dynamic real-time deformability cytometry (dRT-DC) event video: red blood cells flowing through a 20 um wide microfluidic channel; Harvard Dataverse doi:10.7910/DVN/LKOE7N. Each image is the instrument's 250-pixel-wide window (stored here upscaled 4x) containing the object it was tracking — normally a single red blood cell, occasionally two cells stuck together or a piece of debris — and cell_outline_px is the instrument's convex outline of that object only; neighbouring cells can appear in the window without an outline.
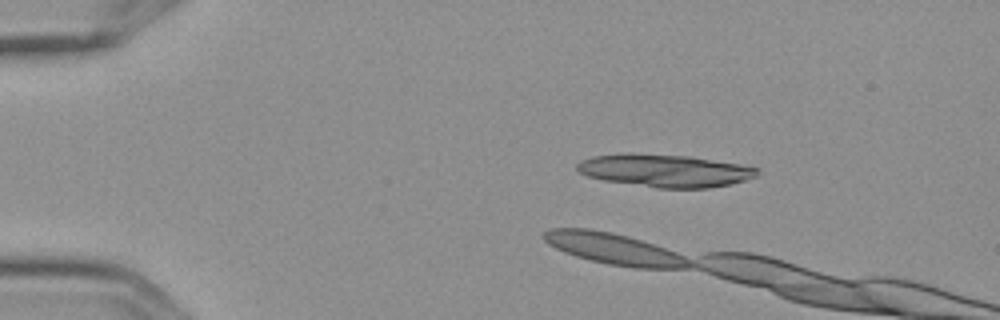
{"species": "Egyptian fruit bat (a non-hibernating species)", "species_latin": "Rousettus aegyptiacus", "temperature_condition": "cold", "stored_images_in_passage": 4, "camera_frame_rate_fps": 3000, "um_per_image_px": 0.085, "frame": {"image": 1, "passage_image": 2, "time_ms": 0.333, "image_size_px": [1000, 320], "cell_outline_px": [[760, 172], [756, 176], [732, 184], [708, 188], [656, 188], [604, 180], [588, 176], [580, 172], [576, 168], [576, 164], [580, 160], [592, 156], [620, 152], [632, 152], [692, 156], [740, 164], [760, 168]], "centroid_in_image_um": [56.5, 14.48], "position_along_channel_um": 28.5, "area_um2": 34.85}}